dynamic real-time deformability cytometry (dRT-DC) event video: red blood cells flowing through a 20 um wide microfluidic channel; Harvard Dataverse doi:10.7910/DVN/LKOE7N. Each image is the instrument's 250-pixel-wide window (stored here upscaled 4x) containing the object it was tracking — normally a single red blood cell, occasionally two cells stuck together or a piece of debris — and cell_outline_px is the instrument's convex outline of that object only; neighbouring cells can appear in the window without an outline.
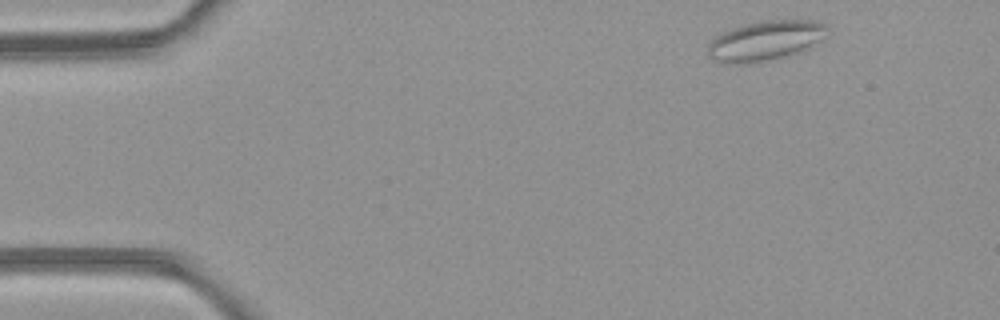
{"species": "common noctule bat (a hibernating species)", "species_latin": "Nyctalus noctula", "temperature_condition": "room temperature", "stored_images_in_passage": 5, "camera_frame_rate_fps": 3000, "um_per_image_px": 0.085, "animal": {"sex": "female", "body_mass_g": 21.9}, "frame": {"image": 1, "passage_image": 1, "time_ms": 0.0, "image_size_px": [1000, 320], "cell_outline_px": [[828, 28], [816, 40], [804, 48], [784, 56], [768, 60], [736, 64], [732, 64], [716, 60], [708, 56], [708, 44], [716, 36], [732, 28], [744, 24], [764, 20], [812, 20], [828, 24]], "centroid_in_image_um": [64.97, 3.43], "position_along_channel_um": 20.0, "area_um2": 26.76}}
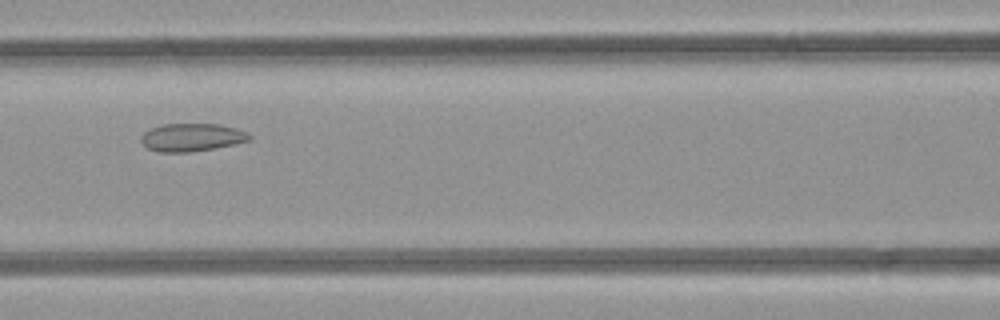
{"frame": {"image": 2, "passage_image": 5, "time_ms": 5.333, "image_size_px": [1000, 320], "cell_outline_px": [[252, 140], [212, 148], [188, 152], [160, 152], [148, 148], [140, 140], [140, 136], [144, 132], [152, 128], [164, 124], [220, 124], [236, 128], [248, 132], [252, 136]], "centroid_in_image_um": [16.32, 11.66], "position_along_channel_um": 150.3, "area_um2": 17.51}}